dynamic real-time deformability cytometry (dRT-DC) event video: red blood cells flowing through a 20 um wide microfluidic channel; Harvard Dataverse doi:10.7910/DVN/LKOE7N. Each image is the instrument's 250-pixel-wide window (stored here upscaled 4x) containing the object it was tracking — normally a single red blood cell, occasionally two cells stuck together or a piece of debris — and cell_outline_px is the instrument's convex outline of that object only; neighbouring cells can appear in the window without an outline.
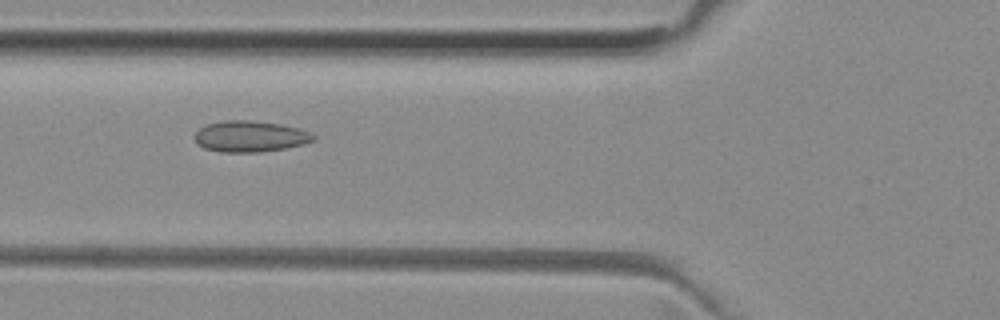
{"species": "common noctule bat (a hibernating species)", "species_latin": "Nyctalus noctula", "temperature_condition": "room temperature", "stored_images_in_passage": 37, "camera_frame_rate_fps": 3000, "um_per_image_px": 0.085, "animal": {"sex": "female", "body_mass_g": 29.2, "forearm_length_mm": 56.3}, "frame": {"image": 1, "passage_image": 4, "time_ms": 1.0, "image_size_px": [1000, 320], "cell_outline_px": [[316, 140], [304, 144], [284, 148], [260, 152], [220, 152], [204, 148], [192, 136], [204, 124], [224, 120], [252, 120], [280, 124], [300, 128], [316, 136]], "centroid_in_image_um": [21.26, 11.58], "position_along_channel_um": 104.5, "area_um2": 21.68}}
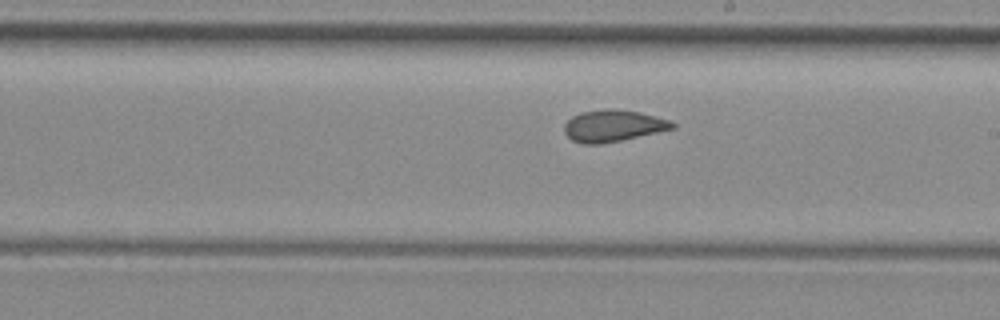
{"frame": {"image": 2, "passage_image": 14, "time_ms": 4.333, "image_size_px": [1000, 320], "cell_outline_px": [[676, 128], [620, 140], [600, 144], [584, 144], [572, 140], [564, 132], [564, 124], [572, 116], [580, 112], [608, 108], [616, 108], [640, 112], [672, 120], [676, 124]], "centroid_in_image_um": [52.13, 10.67], "position_along_channel_um": 236.9, "area_um2": 20.11}}
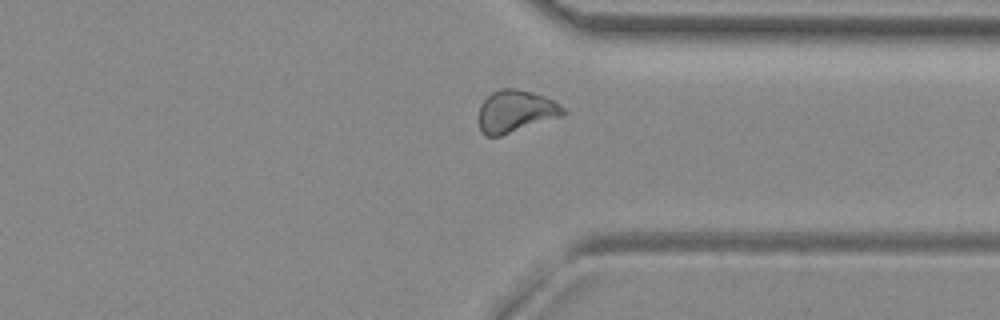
{"frame": {"image": 3, "passage_image": 24, "time_ms": 7.667, "image_size_px": [1000, 320], "cell_outline_px": [[568, 112], [564, 116], [500, 136], [484, 136], [480, 132], [480, 104], [492, 92], [500, 88], [516, 88], [532, 92], [544, 96], [552, 100], [564, 108]], "centroid_in_image_um": [43.85, 9.46], "position_along_channel_um": 367.6, "area_um2": 20.87}, "authors_computed_cell_mechanics": {"area_um2": 19.9988, "velocity_mm_per_s": 3.9588, "shape_relaxation_time_tau1_ms": 10.1182, "shape_relaxation_time_tau2_ms": 1.2849, "deformation_change_tau1": 0.1482, "deformation_change_tau2": 0.0681}}